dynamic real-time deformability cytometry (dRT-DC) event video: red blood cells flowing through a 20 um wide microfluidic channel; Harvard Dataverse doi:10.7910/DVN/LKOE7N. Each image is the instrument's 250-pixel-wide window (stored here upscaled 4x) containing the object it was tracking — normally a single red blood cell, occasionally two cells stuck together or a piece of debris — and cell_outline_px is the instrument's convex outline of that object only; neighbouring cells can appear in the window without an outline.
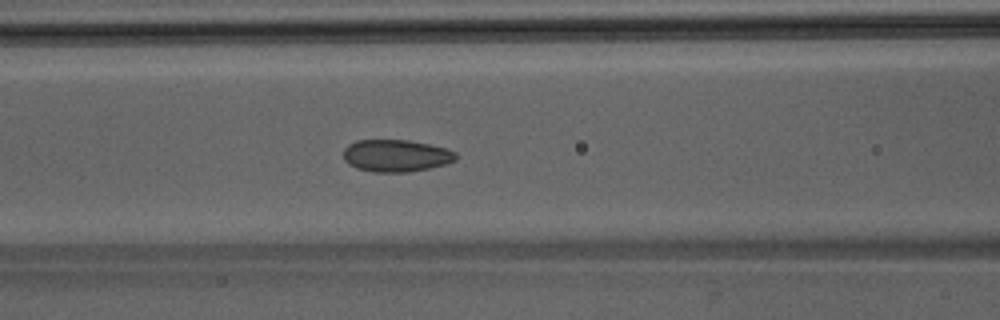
{"species": "Egyptian fruit bat (a non-hibernating species)", "species_latin": "Rousettus aegyptiacus", "temperature_condition": "room temperature", "stored_images_in_passage": 50, "camera_frame_rate_fps": 3000, "um_per_image_px": 0.085, "animal": {"sex": "male"}, "frame": {"image": 1, "passage_image": 21, "time_ms": 6.667, "image_size_px": [1000, 320], "cell_outline_px": [[456, 160], [444, 164], [428, 168], [408, 172], [372, 172], [356, 168], [348, 164], [344, 160], [344, 148], [348, 144], [356, 140], [408, 140], [448, 148], [456, 152]], "centroid_in_image_um": [33.64, 13.23], "position_along_channel_um": 133.0, "area_um2": 21.15}}
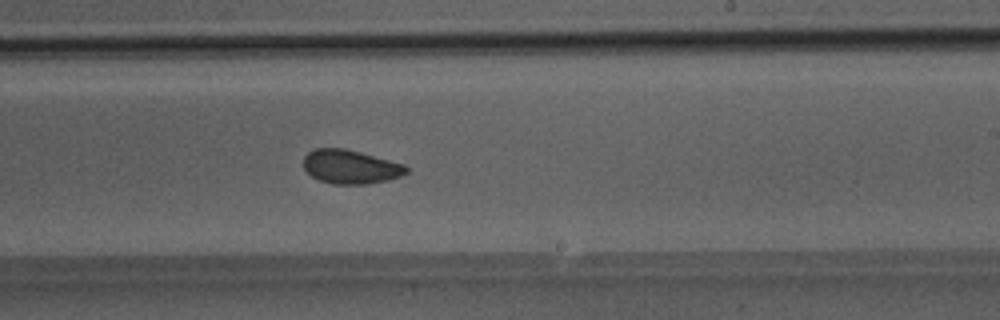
{"frame": {"image": 2, "passage_image": 30, "time_ms": 9.667, "image_size_px": [1000, 320], "cell_outline_px": [[408, 172], [400, 176], [388, 180], [368, 184], [332, 184], [320, 180], [312, 176], [304, 168], [304, 156], [308, 152], [316, 148], [344, 148], [360, 152], [404, 164], [408, 168]], "centroid_in_image_um": [29.8, 14.18], "position_along_channel_um": 259.2, "area_um2": 20.23}}
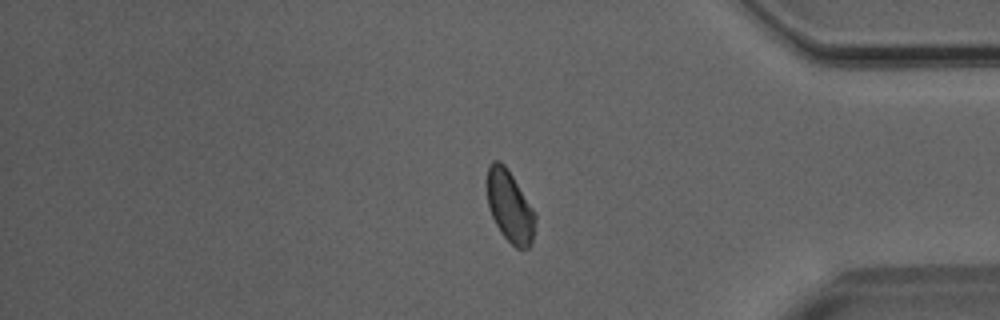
{"frame": {"image": 3, "passage_image": 41, "time_ms": 13.333, "image_size_px": [1000, 320], "cell_outline_px": [[536, 220], [532, 244], [528, 248], [516, 248], [500, 232], [488, 208], [488, 164], [492, 160], [500, 160], [508, 168], [536, 212]], "centroid_in_image_um": [43.36, 17.54], "position_along_channel_um": 391.8, "area_um2": 20.29}}